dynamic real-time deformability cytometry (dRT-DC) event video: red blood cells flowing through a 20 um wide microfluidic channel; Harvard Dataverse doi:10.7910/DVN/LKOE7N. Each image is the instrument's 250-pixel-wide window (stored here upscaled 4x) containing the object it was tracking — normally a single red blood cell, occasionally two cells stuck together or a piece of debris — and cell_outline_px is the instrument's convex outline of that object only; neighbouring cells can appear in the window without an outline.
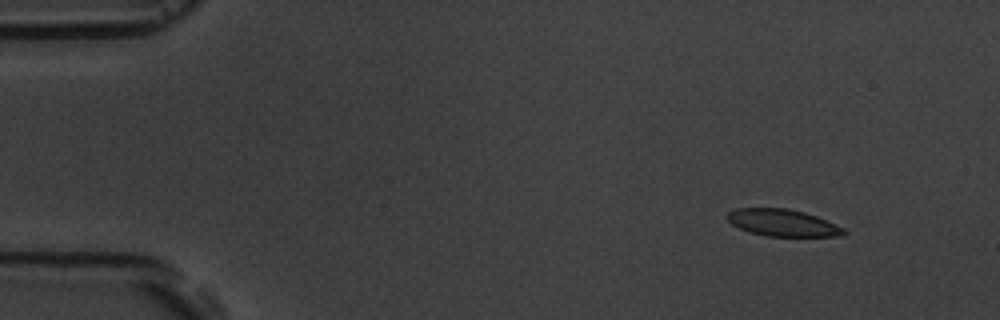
{"species": "common noctule bat (a hibernating species)", "species_latin": "Nyctalus noctula", "temperature_condition": "room temperature", "stored_images_in_passage": 3, "segment_of_instrument_passage": [2, 2], "camera_frame_rate_fps": 3000, "um_per_image_px": 0.085, "animal": {"sex": "male", "body_mass_g": 19.5, "forearm_length_mm": 54.6}, "frame": {"image": 1, "passage_image": 3, "time_ms": 3.333, "image_size_px": [1000, 320], "cell_outline_px": [[848, 232], [844, 236], [768, 236], [752, 232], [740, 228], [732, 224], [724, 216], [728, 212], [736, 208], [788, 208], [804, 212], [816, 216], [844, 228]], "centroid_in_image_um": [66.53, 18.93], "position_along_channel_um": 18.5, "area_um2": 18.26}}